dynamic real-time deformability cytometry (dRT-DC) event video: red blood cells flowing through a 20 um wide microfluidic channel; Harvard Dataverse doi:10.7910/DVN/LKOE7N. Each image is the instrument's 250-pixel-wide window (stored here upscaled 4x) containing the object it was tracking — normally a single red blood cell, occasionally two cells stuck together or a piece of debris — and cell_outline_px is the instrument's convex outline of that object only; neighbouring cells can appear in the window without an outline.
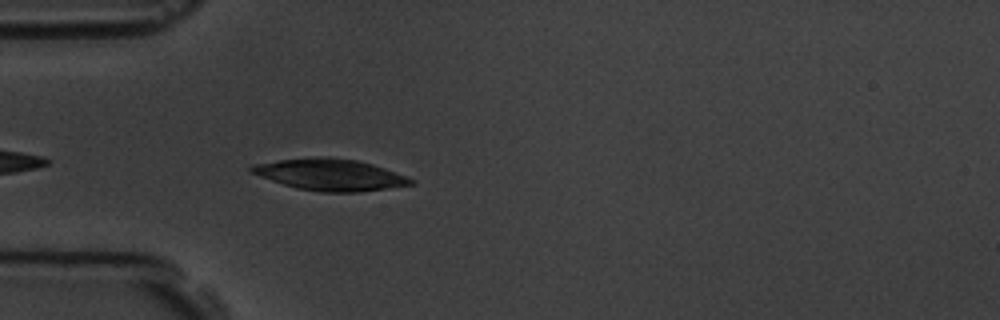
{"species": "common noctule bat (a hibernating species)", "species_latin": "Nyctalus noctula", "temperature_condition": "room temperature", "stored_images_in_passage": 5, "camera_frame_rate_fps": 3000, "um_per_image_px": 0.085, "animal": {"sex": "male", "body_mass_g": 19.5, "forearm_length_mm": 54.6}, "frame": {"image": 1, "passage_image": 5, "time_ms": 4.667, "image_size_px": [1000, 320], "cell_outline_px": [[416, 184], [388, 188], [356, 192], [320, 192], [296, 188], [260, 176], [252, 172], [248, 168], [252, 164], [280, 160], [320, 156], [328, 156], [356, 160], [372, 164], [384, 168], [416, 180]], "centroid_in_image_um": [28.08, 14.84], "position_along_channel_um": 56.9, "area_um2": 29.19}}